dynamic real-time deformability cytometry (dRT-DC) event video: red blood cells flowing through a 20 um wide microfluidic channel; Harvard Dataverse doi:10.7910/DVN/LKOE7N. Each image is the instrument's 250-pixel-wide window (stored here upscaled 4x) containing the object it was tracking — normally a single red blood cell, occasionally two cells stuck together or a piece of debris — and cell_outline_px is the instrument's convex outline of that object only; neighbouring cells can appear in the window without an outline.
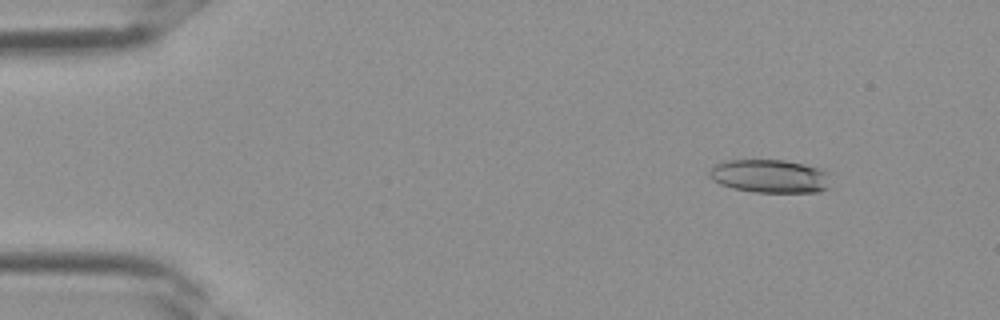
{"species": "Egyptian fruit bat (a non-hibernating species)", "species_latin": "Rousettus aegyptiacus", "temperature_condition": "room temperature", "stored_images_in_passage": 34, "camera_frame_rate_fps": 3000, "um_per_image_px": 0.085, "frame": {"image": 1, "passage_image": 2, "time_ms": 0.333, "image_size_px": [1000, 320], "cell_outline_px": [[832, 188], [820, 192], [752, 192], [732, 188], [720, 184], [712, 180], [708, 176], [708, 172], [716, 164], [728, 160], [784, 160], [804, 164], [820, 168], [832, 172]], "centroid_in_image_um": [65.55, 14.99], "position_along_channel_um": 19.5, "area_um2": 24.22}}
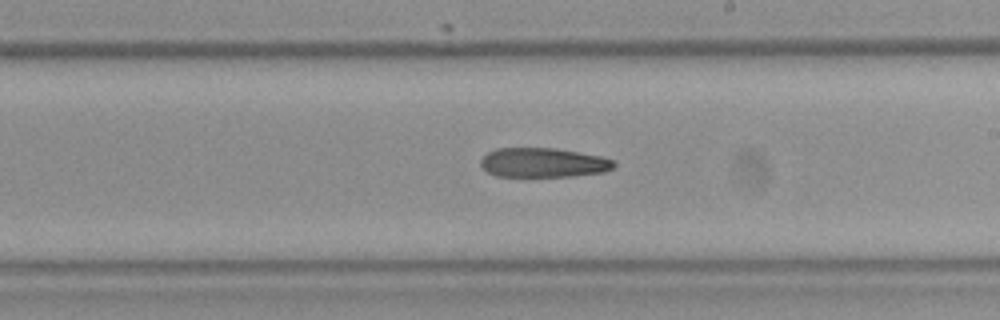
{"frame": {"image": 2, "passage_image": 19, "time_ms": 6.0, "image_size_px": [1000, 320], "cell_outline_px": [[616, 164], [612, 168], [604, 172], [572, 176], [496, 176], [488, 172], [480, 164], [480, 160], [488, 152], [496, 148], [556, 148], [600, 156], [616, 160]], "centroid_in_image_um": [46.19, 13.82], "position_along_channel_um": 242.8, "area_um2": 22.83}}
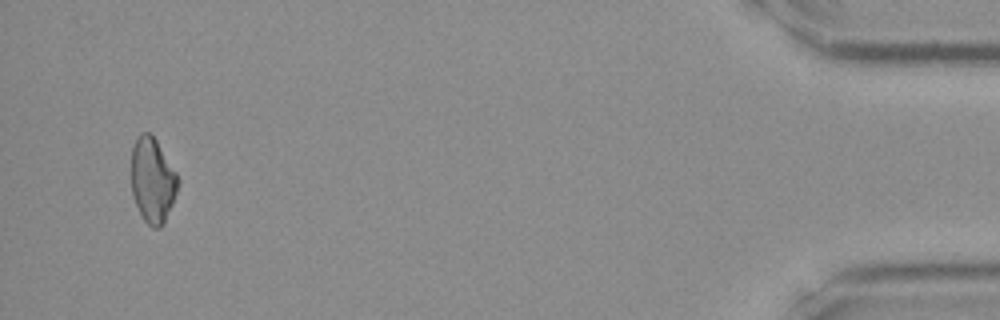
{"frame": {"image": 3, "passage_image": 33, "time_ms": 10.667, "image_size_px": [1000, 320], "cell_outline_px": [[180, 184], [164, 224], [160, 228], [152, 228], [144, 220], [132, 196], [132, 148], [136, 136], [140, 132], [148, 132], [156, 140], [176, 172], [180, 180]], "centroid_in_image_um": [12.97, 15.33], "position_along_channel_um": 422.2, "area_um2": 23.18}}